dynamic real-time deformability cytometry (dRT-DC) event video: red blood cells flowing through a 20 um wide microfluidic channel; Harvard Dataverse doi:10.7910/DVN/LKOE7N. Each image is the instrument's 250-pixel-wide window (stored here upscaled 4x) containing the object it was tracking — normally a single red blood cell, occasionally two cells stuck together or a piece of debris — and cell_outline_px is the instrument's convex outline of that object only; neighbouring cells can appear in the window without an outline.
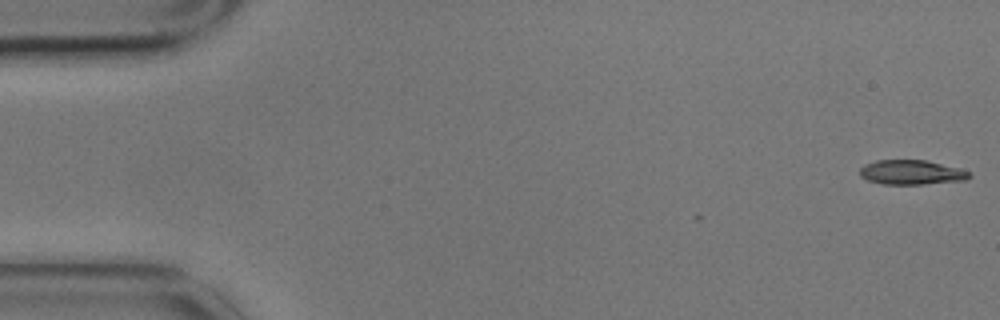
{"species": "common noctule bat (a hibernating species)", "species_latin": "Nyctalus noctula", "temperature_condition": "cold", "stored_images_in_passage": 3, "camera_frame_rate_fps": 3000, "um_per_image_px": 0.085, "animal": {"sex": "male", "body_mass_g": 17.9}, "frame": {"image": 1, "passage_image": 1, "time_ms": 0.0, "image_size_px": [1000, 320], "cell_outline_px": [[972, 176], [968, 180], [924, 184], [884, 184], [868, 180], [860, 176], [860, 168], [864, 164], [876, 160], [928, 160], [956, 168], [968, 172]], "centroid_in_image_um": [77.46, 14.65], "position_along_channel_um": 7.5, "area_um2": 15.61}}